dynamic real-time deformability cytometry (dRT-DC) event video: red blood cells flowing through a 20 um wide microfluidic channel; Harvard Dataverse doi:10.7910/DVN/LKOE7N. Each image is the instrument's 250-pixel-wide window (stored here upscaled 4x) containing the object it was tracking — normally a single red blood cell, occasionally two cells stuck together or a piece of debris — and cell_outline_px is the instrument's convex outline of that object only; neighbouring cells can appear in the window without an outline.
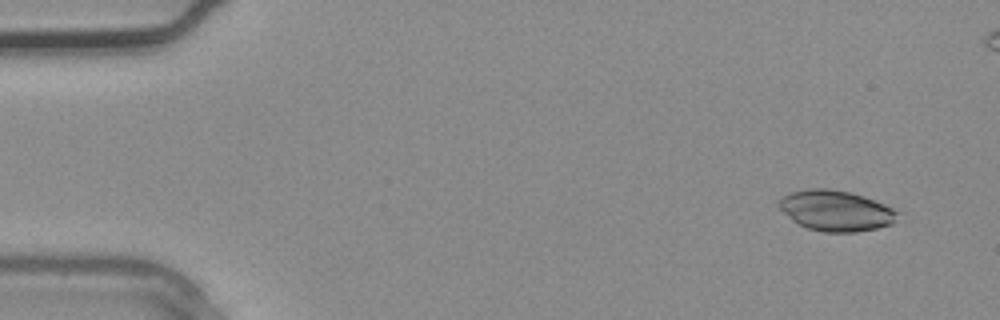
{"species": "common noctule bat (a hibernating species)", "species_latin": "Nyctalus noctula", "temperature_condition": "warm", "stored_images_in_passage": 3, "camera_frame_rate_fps": 3000, "um_per_image_px": 0.085, "animal": {"sex": "male", "body_mass_g": 20.4}, "frame": {"image": 1, "passage_image": 1, "time_ms": 0.0, "image_size_px": [1000, 320], "cell_outline_px": [[900, 212], [892, 224], [876, 228], [856, 232], [824, 232], [808, 228], [792, 220], [776, 204], [780, 196], [792, 192], [808, 188], [828, 188], [848, 192], [864, 196], [884, 204]], "centroid_in_image_um": [71.03, 17.9], "position_along_channel_um": 14.0, "area_um2": 28.03}}